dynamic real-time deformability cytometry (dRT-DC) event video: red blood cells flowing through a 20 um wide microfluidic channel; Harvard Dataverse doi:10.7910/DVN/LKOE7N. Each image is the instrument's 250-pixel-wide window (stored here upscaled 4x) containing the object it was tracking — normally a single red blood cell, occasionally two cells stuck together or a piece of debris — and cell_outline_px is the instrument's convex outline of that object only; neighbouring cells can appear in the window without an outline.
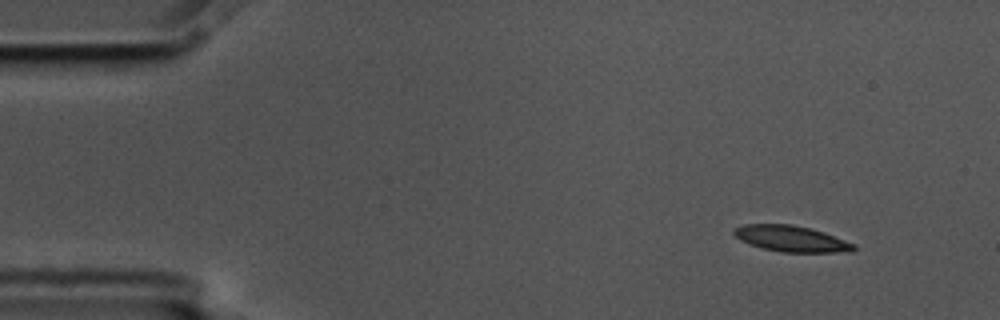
{"species": "common noctule bat (a hibernating species)", "species_latin": "Nyctalus noctula", "temperature_condition": "cold", "stored_images_in_passage": 5, "camera_frame_rate_fps": 3000, "um_per_image_px": 0.085, "animal": {"sex": "male", "body_mass_g": 17.5, "forearm_length_mm": 52.3}, "frame": {"image": 1, "passage_image": 1, "time_ms": 0.0, "image_size_px": [1000, 320], "cell_outline_px": [[856, 248], [852, 252], [780, 252], [748, 244], [740, 240], [732, 232], [736, 228], [744, 224], [792, 224], [824, 232], [856, 244]], "centroid_in_image_um": [67.28, 20.29], "position_along_channel_um": 17.7, "area_um2": 18.15}}
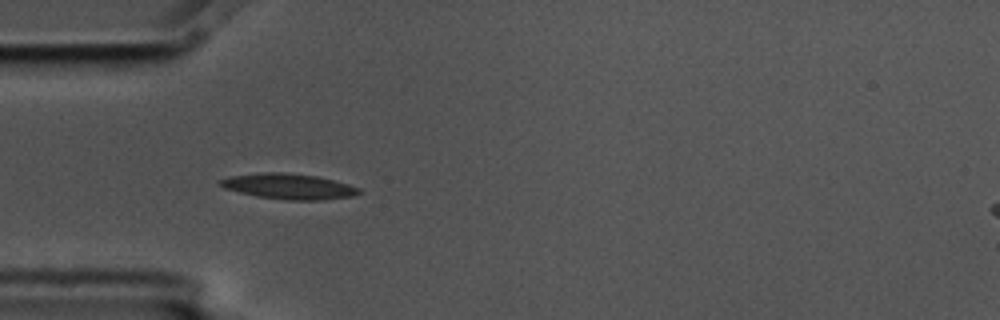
{"frame": {"image": 2, "passage_image": 4, "time_ms": 1.0, "image_size_px": [1000, 320], "cell_outline_px": [[360, 192], [352, 196], [324, 200], [288, 200], [256, 196], [224, 188], [216, 184], [216, 180], [232, 176], [264, 172], [280, 172], [316, 176], [348, 184], [360, 188]], "centroid_in_image_um": [24.5, 15.84], "position_along_channel_um": 60.5, "area_um2": 20.52}}